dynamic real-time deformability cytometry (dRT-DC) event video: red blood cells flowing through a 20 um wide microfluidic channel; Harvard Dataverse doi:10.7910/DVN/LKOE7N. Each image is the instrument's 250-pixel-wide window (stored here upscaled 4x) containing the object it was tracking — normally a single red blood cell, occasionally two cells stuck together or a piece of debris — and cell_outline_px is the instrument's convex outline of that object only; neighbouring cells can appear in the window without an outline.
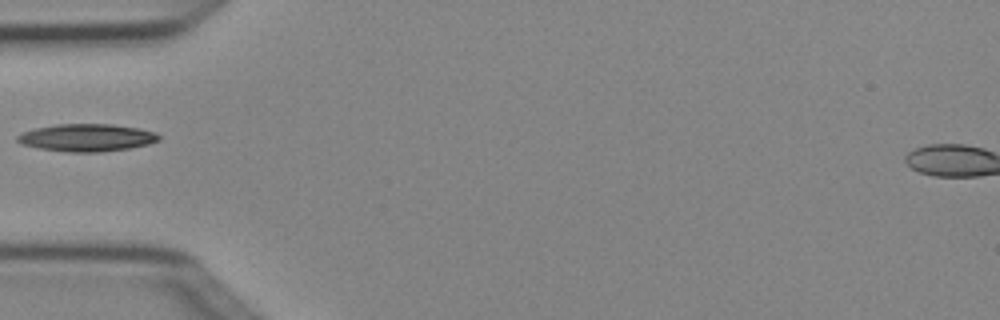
{"species": "Egyptian fruit bat (a non-hibernating species)", "species_latin": "Rousettus aegyptiacus", "temperature_condition": "cold", "stored_images_in_passage": 5, "camera_frame_rate_fps": 3000, "um_per_image_px": 0.085, "animal": {"sex": "female"}, "frame": {"image": 1, "passage_image": 4, "time_ms": 1.0, "image_size_px": [1000, 320], "cell_outline_px": [[160, 140], [148, 144], [128, 148], [100, 152], [68, 152], [40, 148], [20, 144], [16, 140], [16, 136], [24, 132], [36, 128], [56, 124], [112, 124], [140, 128], [156, 132], [160, 136]], "centroid_in_image_um": [7.39, 11.69], "position_along_channel_um": 77.6, "area_um2": 22.66}}
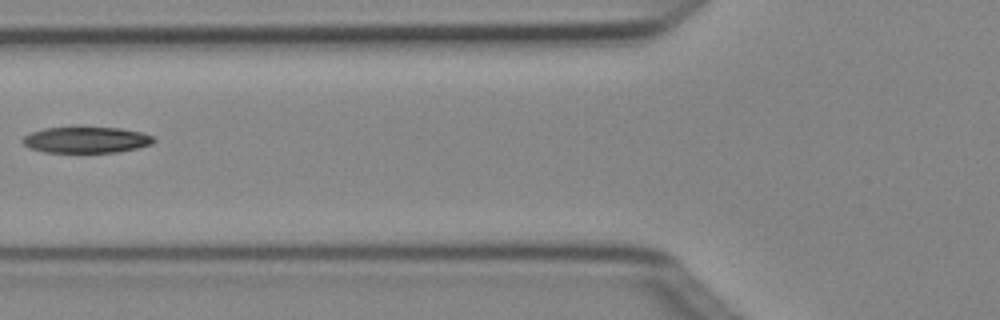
{"frame": {"image": 2, "passage_image": 5, "time_ms": 1.333, "image_size_px": [1000, 320], "cell_outline_px": [[156, 140], [152, 144], [136, 148], [116, 152], [44, 152], [28, 148], [20, 140], [24, 136], [32, 132], [44, 128], [120, 128], [140, 132], [152, 136]], "centroid_in_image_um": [7.3, 11.9], "position_along_channel_um": 118.5, "area_um2": 19.71}}